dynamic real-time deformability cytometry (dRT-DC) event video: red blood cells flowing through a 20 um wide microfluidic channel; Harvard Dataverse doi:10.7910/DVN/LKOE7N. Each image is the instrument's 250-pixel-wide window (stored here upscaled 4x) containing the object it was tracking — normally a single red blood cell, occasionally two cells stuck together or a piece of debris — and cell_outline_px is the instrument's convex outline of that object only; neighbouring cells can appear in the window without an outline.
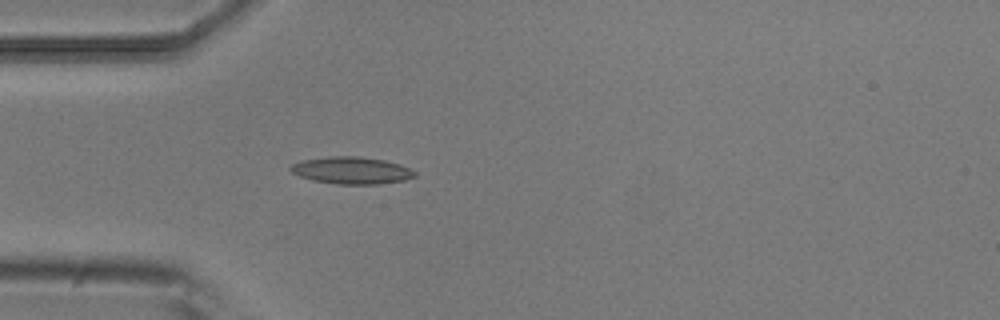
{"species": "common noctule bat (a hibernating species)", "species_latin": "Nyctalus noctula", "temperature_condition": "room temperature", "stored_images_in_passage": 4, "camera_frame_rate_fps": 3000, "um_per_image_px": 0.085, "animal": {"sex": "male", "body_mass_g": 20.5, "forearm_length_mm": 52.5}, "frame": {"image": 1, "passage_image": 4, "time_ms": 1.0, "image_size_px": [1000, 320], "cell_outline_px": [[416, 176], [404, 180], [380, 184], [336, 184], [312, 180], [300, 176], [292, 172], [288, 168], [292, 164], [300, 160], [328, 156], [360, 156], [384, 160], [400, 164], [416, 172]], "centroid_in_image_um": [29.86, 14.48], "position_along_channel_um": 55.1, "area_um2": 19.71}}